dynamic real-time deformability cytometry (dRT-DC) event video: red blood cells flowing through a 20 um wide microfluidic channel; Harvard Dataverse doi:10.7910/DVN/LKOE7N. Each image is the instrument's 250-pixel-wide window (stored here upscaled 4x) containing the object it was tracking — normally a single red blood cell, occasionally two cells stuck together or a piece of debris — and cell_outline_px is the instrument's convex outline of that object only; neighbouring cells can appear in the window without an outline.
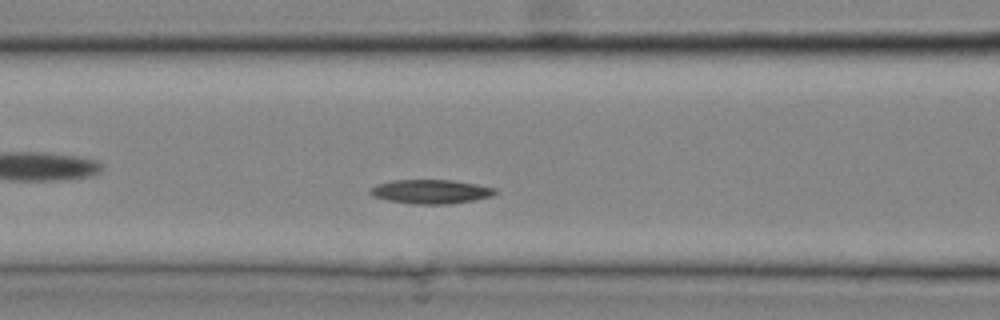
{"species": "common noctule bat (a hibernating species)", "species_latin": "Nyctalus noctula", "temperature_condition": "cold", "stored_images_in_passage": 23, "camera_frame_rate_fps": 3000, "um_per_image_px": 0.085, "animal": {"sex": "male", "body_mass_g": 20.4}, "frame": {"image": 1, "passage_image": 7, "time_ms": 2.0, "image_size_px": [1000, 320], "cell_outline_px": [[496, 192], [492, 196], [476, 200], [448, 204], [416, 204], [388, 200], [372, 196], [368, 192], [368, 188], [376, 184], [392, 180], [452, 180], [476, 184], [496, 188]], "centroid_in_image_um": [36.59, 16.28], "position_along_channel_um": 130.0, "area_um2": 17.63}}
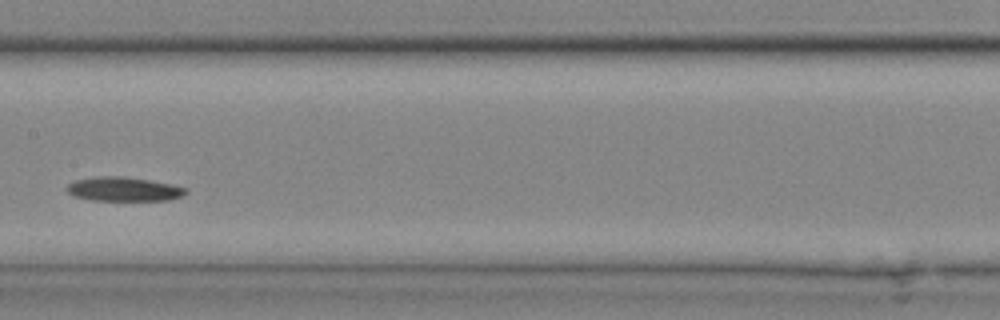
{"frame": {"image": 2, "passage_image": 10, "time_ms": 3.0, "image_size_px": [1000, 320], "cell_outline_px": [[188, 192], [180, 196], [168, 200], [92, 200], [76, 196], [68, 192], [64, 188], [68, 184], [76, 180], [100, 176], [120, 176], [148, 180], [188, 188]], "centroid_in_image_um": [10.5, 16.07], "position_along_channel_um": 196.9, "area_um2": 16.42}}
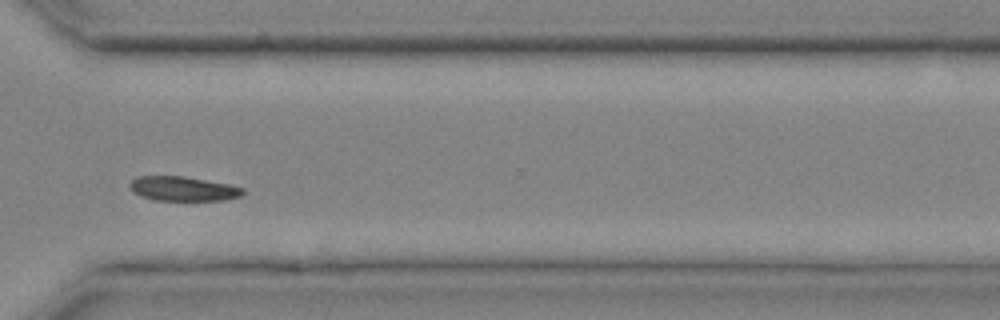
{"frame": {"image": 3, "passage_image": 17, "time_ms": 5.333, "image_size_px": [1000, 320], "cell_outline_px": [[244, 192], [240, 196], [224, 200], [156, 200], [140, 196], [128, 184], [136, 176], [184, 176], [228, 184], [244, 188]], "centroid_in_image_um": [15.57, 16.03], "position_along_channel_um": 355.0, "area_um2": 15.95}}